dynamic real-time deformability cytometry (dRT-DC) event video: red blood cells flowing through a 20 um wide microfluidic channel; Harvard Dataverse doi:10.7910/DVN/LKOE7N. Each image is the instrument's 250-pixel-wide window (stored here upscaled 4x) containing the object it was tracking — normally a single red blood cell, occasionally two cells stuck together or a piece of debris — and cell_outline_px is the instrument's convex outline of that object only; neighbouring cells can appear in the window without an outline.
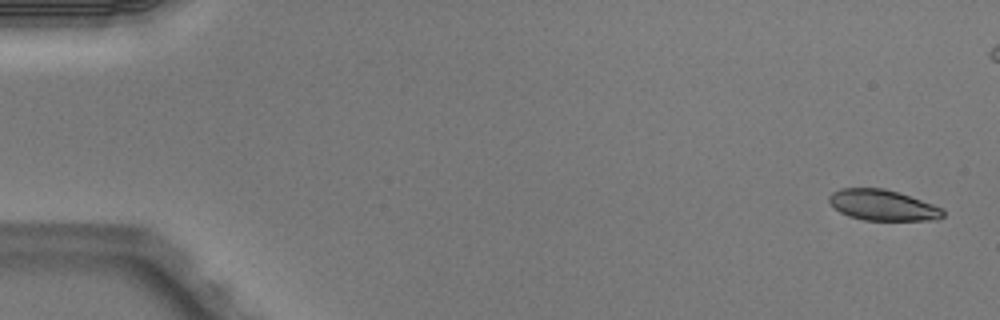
{"species": "Egyptian fruit bat (a non-hibernating species)", "species_latin": "Rousettus aegyptiacus", "temperature_condition": "warm", "stored_images_in_passage": 6, "camera_frame_rate_fps": 3000, "um_per_image_px": 0.085, "animal": {"sex": "male"}, "frame": {"image": 1, "passage_image": 1, "time_ms": 0.0, "image_size_px": [1000, 320], "cell_outline_px": [[944, 216], [936, 220], [864, 220], [848, 216], [840, 212], [828, 200], [828, 196], [832, 192], [840, 188], [884, 188], [900, 192], [944, 208]], "centroid_in_image_um": [75.05, 17.43], "position_along_channel_um": 9.9, "area_um2": 20.58}}
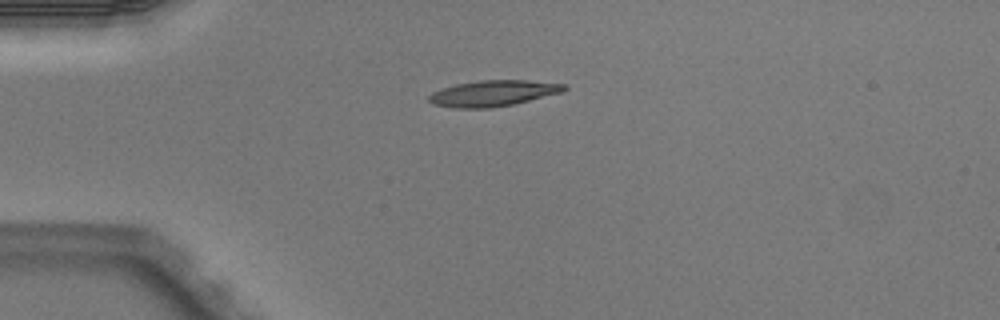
{"frame": {"image": 2, "passage_image": 6, "time_ms": 1.667, "image_size_px": [1000, 320], "cell_outline_px": [[568, 88], [564, 92], [512, 104], [492, 108], [452, 108], [432, 104], [428, 100], [428, 96], [432, 92], [456, 84], [480, 80], [528, 80], [564, 84]], "centroid_in_image_um": [41.91, 7.93], "position_along_channel_um": 43.1, "area_um2": 20.46}}